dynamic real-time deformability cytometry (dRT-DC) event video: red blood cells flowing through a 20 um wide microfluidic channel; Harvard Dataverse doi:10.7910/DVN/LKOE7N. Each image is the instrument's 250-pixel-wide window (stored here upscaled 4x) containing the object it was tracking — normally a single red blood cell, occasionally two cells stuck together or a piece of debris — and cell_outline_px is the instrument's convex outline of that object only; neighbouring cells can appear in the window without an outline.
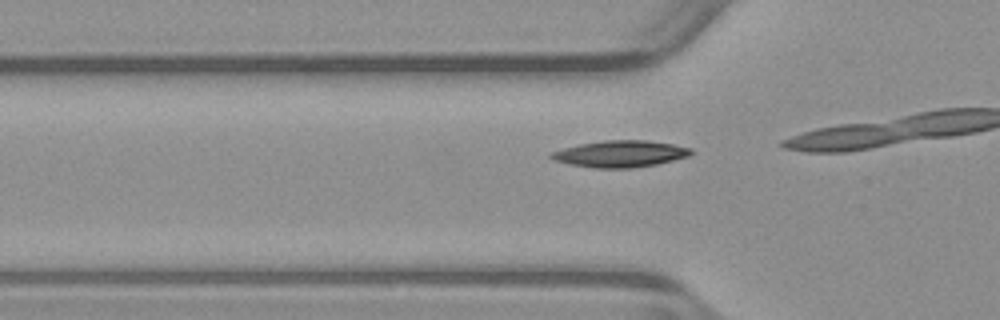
{"species": "common noctule bat (a hibernating species)", "species_latin": "Nyctalus noctula", "temperature_condition": "warm", "stored_images_in_passage": 16, "camera_frame_rate_fps": 3000, "um_per_image_px": 0.085, "animal": {"sex": "male", "body_mass_g": 23.1, "forearm_length_mm": 52.7}, "frame": {"image": 1, "passage_image": 14, "time_ms": 4.333, "image_size_px": [1000, 320], "cell_outline_px": [[692, 152], [688, 156], [656, 164], [632, 168], [592, 168], [568, 164], [552, 160], [548, 156], [552, 152], [564, 148], [580, 144], [604, 140], [648, 140], [672, 144], [692, 148]], "centroid_in_image_um": [52.68, 13.08], "position_along_channel_um": 73.1, "area_um2": 21.68}}